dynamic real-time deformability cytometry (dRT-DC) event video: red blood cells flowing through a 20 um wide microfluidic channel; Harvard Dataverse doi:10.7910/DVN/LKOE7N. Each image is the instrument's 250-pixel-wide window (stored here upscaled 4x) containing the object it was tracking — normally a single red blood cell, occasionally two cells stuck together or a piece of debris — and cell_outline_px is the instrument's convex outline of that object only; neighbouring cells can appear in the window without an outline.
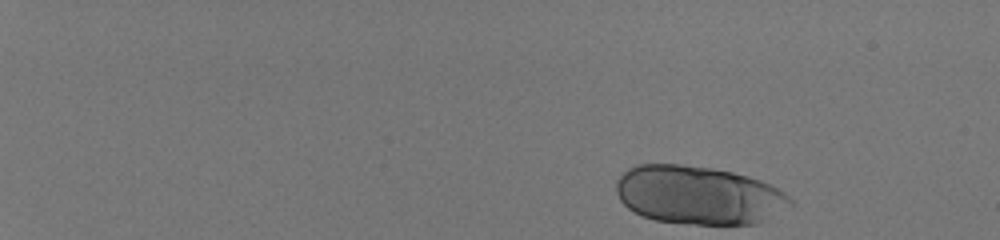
{"species": "human", "species_latin": "Homo sapiens", "temperature_condition": "room temperature", "stored_images_in_passage": 48, "segment_of_instrument_passage": [1, 2], "camera_frame_rate_fps": 3000, "um_per_image_px": 0.085, "donor": {"sex": "male"}, "frame": {"image": 1, "passage_image": 1, "time_ms": 0.0, "image_size_px": [1000, 240], "cell_outline_px": [[792, 204], [760, 224], [696, 224], [656, 220], [644, 216], [628, 208], [620, 200], [616, 192], [616, 180], [628, 168], [636, 164], [680, 164], [712, 168], [732, 172], [748, 176], [760, 180], [784, 192], [792, 200]], "centroid_in_image_um": [59.37, 16.58], "position_along_channel_um": 25.6, "area_um2": 59.19}}